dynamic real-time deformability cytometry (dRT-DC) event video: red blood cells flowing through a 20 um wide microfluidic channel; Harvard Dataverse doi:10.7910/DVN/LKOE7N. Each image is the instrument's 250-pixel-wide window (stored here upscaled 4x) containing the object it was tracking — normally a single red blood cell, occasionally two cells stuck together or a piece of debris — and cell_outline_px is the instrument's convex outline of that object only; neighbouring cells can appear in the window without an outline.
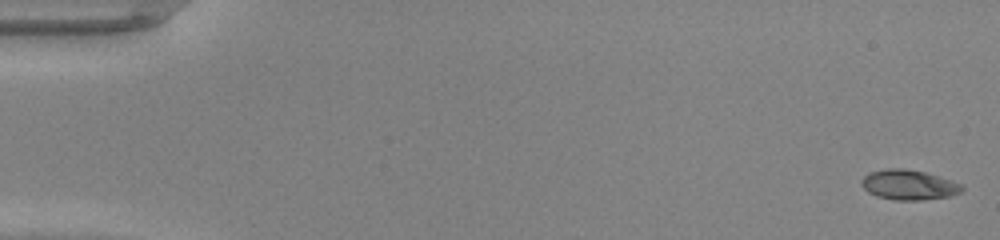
{"species": "common noctule bat (a hibernating species)", "species_latin": "Nyctalus noctula", "temperature_condition": "warm", "stored_images_in_passage": 48, "camera_frame_rate_fps": 3000, "um_per_image_px": 0.085, "animal": {"sex": "male", "body_mass_g": 20.0, "forearm_length_mm": 53.3}, "frame": {"image": 1, "passage_image": 1, "time_ms": 0.0, "image_size_px": [1000, 240], "cell_outline_px": [[964, 188], [960, 192], [952, 196], [920, 200], [896, 200], [876, 196], [868, 192], [860, 184], [860, 180], [868, 172], [888, 168], [904, 168], [924, 172], [940, 176], [964, 184]], "centroid_in_image_um": [77.25, 15.7], "position_along_channel_um": 7.7, "area_um2": 17.8}}
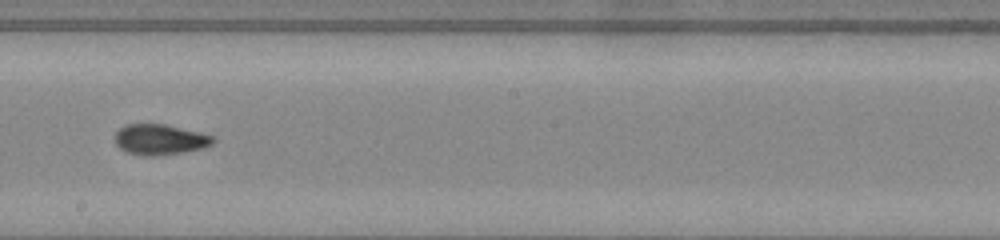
{"frame": {"image": 2, "passage_image": 28, "time_ms": 9.0, "image_size_px": [1000, 240], "cell_outline_px": [[216, 140], [212, 144], [204, 148], [184, 152], [156, 156], [148, 156], [128, 152], [120, 148], [116, 144], [116, 132], [124, 124], [164, 124], [200, 132], [216, 136]], "centroid_in_image_um": [13.64, 11.85], "position_along_channel_um": 234.6, "area_um2": 17.51}}
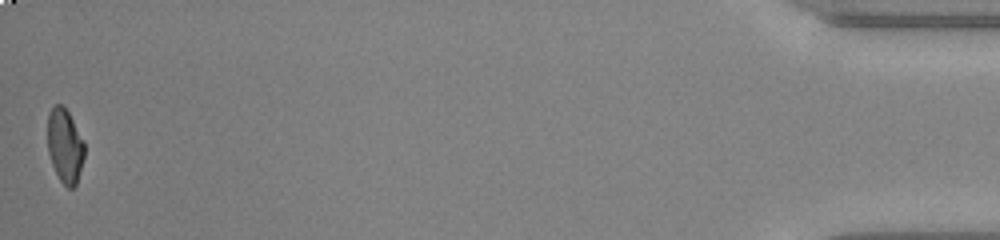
{"frame": {"image": 3, "passage_image": 48, "time_ms": 15.667, "image_size_px": [1000, 240], "cell_outline_px": [[84, 156], [76, 184], [72, 188], [68, 188], [60, 180], [52, 164], [48, 152], [48, 112], [56, 104], [64, 104], [84, 140]], "centroid_in_image_um": [5.52, 12.35], "position_along_channel_um": 429.7, "area_um2": 15.9}, "authors_computed_cell_mechanics": {"area_um2": 17.051, "velocity_mm_per_s": 4.3167, "shape_relaxation_time_tau1_ms": 5.2871, "shape_relaxation_time_tau2_ms": 1.6674, "deformation_change_tau1": 0.2103, "deformation_change_tau2": 0.0734}}